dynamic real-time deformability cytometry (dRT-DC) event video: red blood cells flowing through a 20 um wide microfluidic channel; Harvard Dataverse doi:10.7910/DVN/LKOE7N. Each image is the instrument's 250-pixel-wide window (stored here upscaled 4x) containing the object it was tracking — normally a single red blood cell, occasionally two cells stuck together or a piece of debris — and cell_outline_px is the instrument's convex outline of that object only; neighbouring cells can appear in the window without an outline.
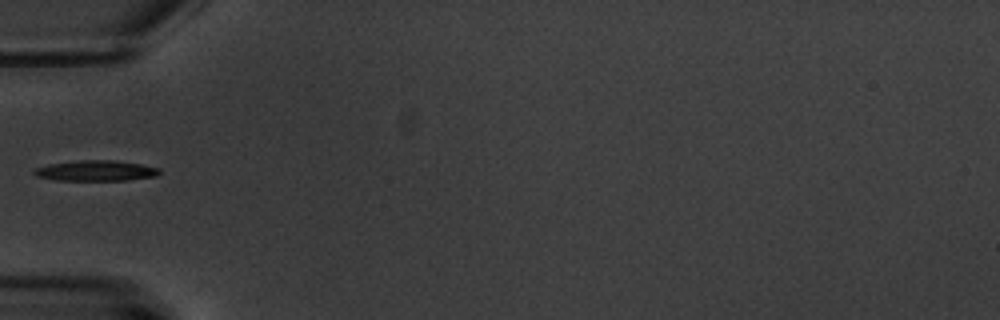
{"species": "common noctule bat (a hibernating species)", "species_latin": "Nyctalus noctula", "temperature_condition": "warm", "stored_images_in_passage": 5, "camera_frame_rate_fps": 3000, "um_per_image_px": 0.085, "animal": {"sex": "male", "body_mass_g": 20.1, "forearm_length_mm": 53.5}, "frame": {"image": 1, "passage_image": 5, "time_ms": 6.0, "image_size_px": [1000, 320], "cell_outline_px": [[160, 172], [156, 176], [124, 180], [56, 180], [36, 176], [32, 172], [36, 168], [48, 164], [80, 160], [116, 160], [140, 164], [160, 168]], "centroid_in_image_um": [8.14, 14.5], "position_along_channel_um": 76.9, "area_um2": 14.91}}